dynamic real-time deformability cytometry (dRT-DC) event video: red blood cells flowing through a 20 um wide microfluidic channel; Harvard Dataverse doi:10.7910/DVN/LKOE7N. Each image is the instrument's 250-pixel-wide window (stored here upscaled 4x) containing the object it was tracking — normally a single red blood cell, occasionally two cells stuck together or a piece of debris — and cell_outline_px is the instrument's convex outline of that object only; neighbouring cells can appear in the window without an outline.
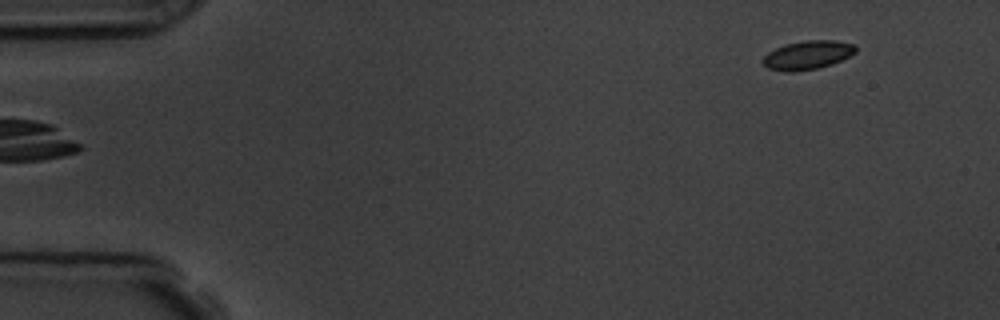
{"species": "common noctule bat (a hibernating species)", "species_latin": "Nyctalus noctula", "temperature_condition": "room temperature", "stored_images_in_passage": 6, "camera_frame_rate_fps": 3000, "um_per_image_px": 0.085, "animal": {"sex": "male", "body_mass_g": 19.5, "forearm_length_mm": 54.6}, "frame": {"image": 1, "passage_image": 6, "time_ms": 5.667, "image_size_px": [1000, 320], "cell_outline_px": [[856, 52], [832, 64], [816, 68], [792, 72], [784, 72], [768, 68], [760, 60], [768, 52], [784, 44], [808, 40], [836, 40], [856, 44]], "centroid_in_image_um": [68.63, 4.67], "position_along_channel_um": 16.4, "area_um2": 15.55}}